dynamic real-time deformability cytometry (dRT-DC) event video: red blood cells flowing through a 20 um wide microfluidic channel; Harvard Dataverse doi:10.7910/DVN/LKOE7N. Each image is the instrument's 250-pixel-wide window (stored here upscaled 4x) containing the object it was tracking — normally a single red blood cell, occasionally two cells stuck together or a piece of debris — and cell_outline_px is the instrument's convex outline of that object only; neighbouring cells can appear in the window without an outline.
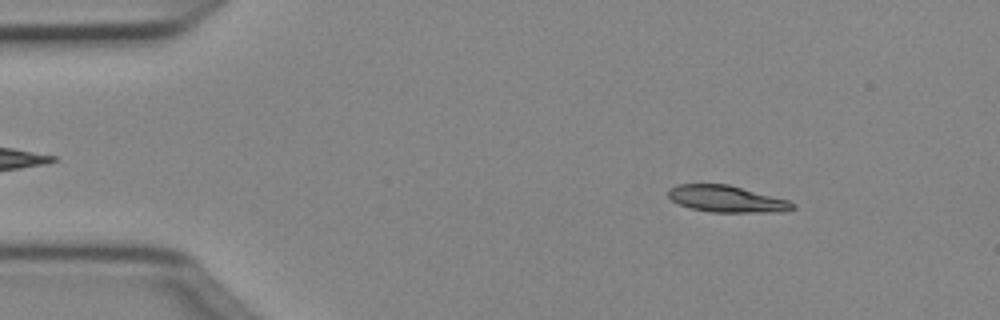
{"species": "Egyptian fruit bat (a non-hibernating species)", "species_latin": "Rousettus aegyptiacus", "temperature_condition": "cold", "stored_images_in_passage": 49, "camera_frame_rate_fps": 3000, "um_per_image_px": 0.085, "animal": {"sex": "female"}, "frame": {"image": 1, "passage_image": 6, "time_ms": 1.667, "image_size_px": [1000, 320], "cell_outline_px": [[796, 208], [780, 212], [712, 212], [692, 208], [680, 204], [672, 200], [668, 196], [668, 188], [676, 184], [728, 184], [788, 200], [796, 204]], "centroid_in_image_um": [61.77, 16.9], "position_along_channel_um": 23.2, "area_um2": 19.25}}
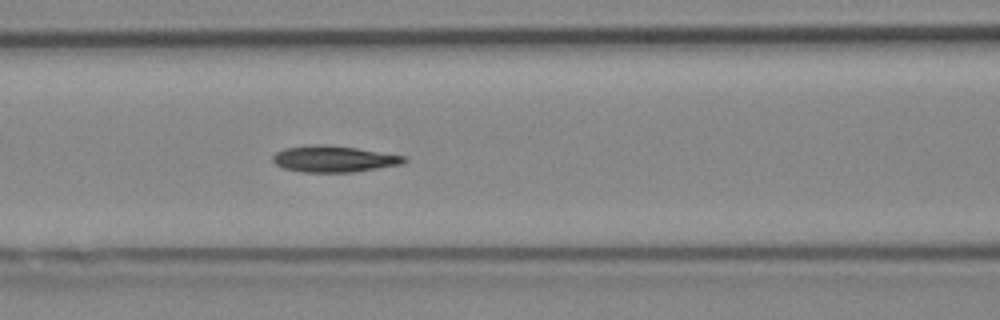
{"frame": {"image": 2, "passage_image": 20, "time_ms": 6.333, "image_size_px": [1000, 320], "cell_outline_px": [[408, 160], [404, 164], [352, 172], [300, 172], [284, 168], [276, 164], [272, 160], [272, 156], [276, 152], [284, 148], [312, 144], [324, 144], [356, 148], [408, 156]], "centroid_in_image_um": [28.4, 13.5], "position_along_channel_um": 138.2, "area_um2": 20.35}}
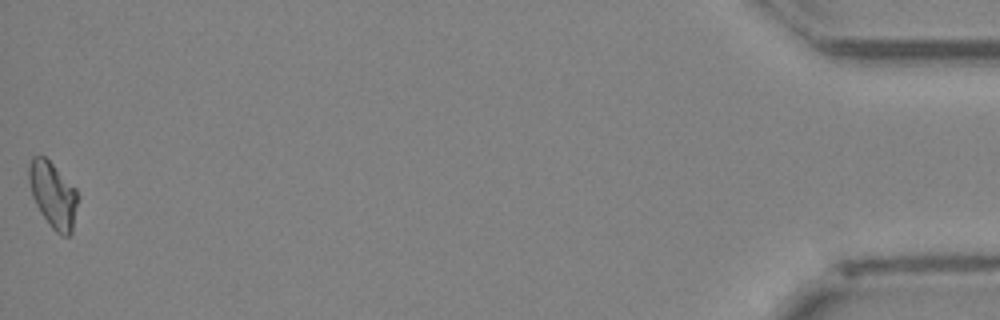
{"frame": {"image": 3, "passage_image": 49, "time_ms": 16.0, "image_size_px": [1000, 320], "cell_outline_px": [[80, 196], [72, 232], [68, 236], [60, 236], [52, 228], [40, 212], [32, 196], [28, 180], [28, 168], [32, 156], [44, 156], [76, 188]], "centroid_in_image_um": [4.53, 16.59], "position_along_channel_um": 430.7, "area_um2": 18.96}, "authors_computed_cell_mechanics": {"area_um2": 19.3052, "velocity_mm_per_s": 4.0468, "shape_relaxation_time_tau1_ms": null, "shape_relaxation_time_tau2_ms": 8.9626, "deformation_change_tau1": null, "deformation_change_tau2": 0.1635}}